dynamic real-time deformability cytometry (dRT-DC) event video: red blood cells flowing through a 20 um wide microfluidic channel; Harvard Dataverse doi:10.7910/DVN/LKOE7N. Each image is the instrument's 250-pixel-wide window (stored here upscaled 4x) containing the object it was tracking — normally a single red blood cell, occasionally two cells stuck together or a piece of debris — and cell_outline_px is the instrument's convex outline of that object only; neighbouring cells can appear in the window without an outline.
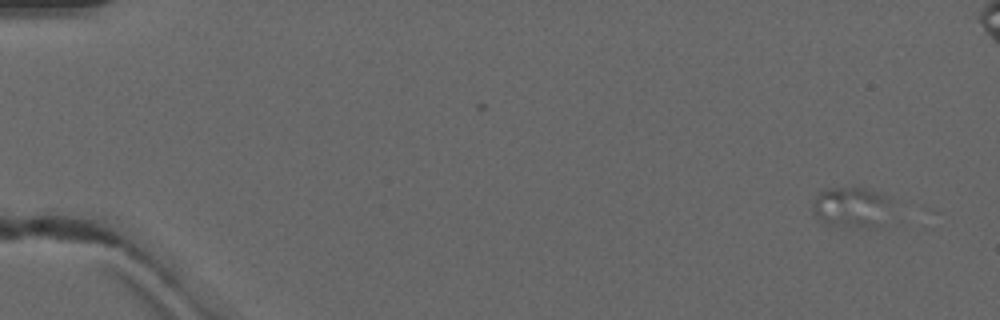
{"species": "common noctule bat (a hibernating species)", "species_latin": "Nyctalus noctula", "temperature_condition": "warm", "stored_images_in_passage": 4, "camera_frame_rate_fps": 3000, "um_per_image_px": 0.085, "animal": {"sex": "male", "forearm_length_mm": 52.5}, "frame": {"image": 1, "passage_image": 1, "time_ms": 0.0, "image_size_px": [1000, 320], "cell_outline_px": [[888, 200], [876, 224], [868, 228], [828, 224], [816, 216], [812, 212], [812, 200], [820, 192], [832, 188], [864, 188], [876, 192], [884, 196]], "centroid_in_image_um": [72.18, 17.58], "position_along_channel_um": 12.8, "area_um2": 17.34}}